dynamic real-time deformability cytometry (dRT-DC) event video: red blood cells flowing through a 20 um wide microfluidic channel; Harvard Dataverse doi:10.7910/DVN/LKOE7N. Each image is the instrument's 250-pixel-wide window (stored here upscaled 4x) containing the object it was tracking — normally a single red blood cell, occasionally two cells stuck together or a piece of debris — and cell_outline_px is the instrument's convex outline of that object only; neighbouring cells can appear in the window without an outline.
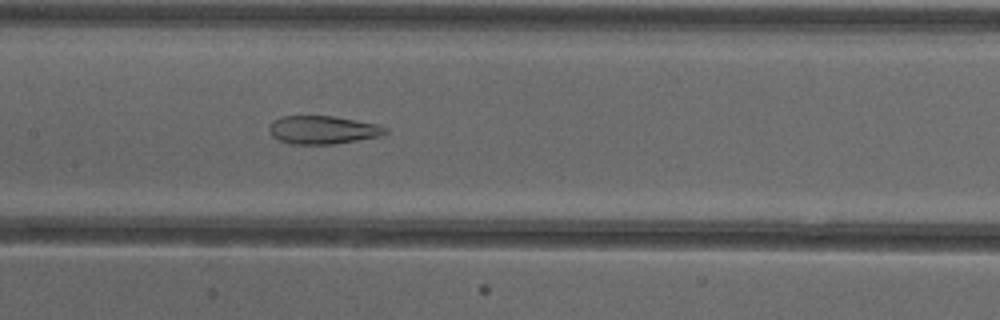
{"species": "common noctule bat (a hibernating species)", "species_latin": "Nyctalus noctula", "temperature_condition": "cold", "stored_images_in_passage": 37, "camera_frame_rate_fps": 3000, "um_per_image_px": 0.085, "animal": {"sex": "female"}, "frame": {"image": 1, "passage_image": 10, "time_ms": 3.0, "image_size_px": [1000, 320], "cell_outline_px": [[388, 132], [380, 136], [332, 144], [292, 144], [280, 140], [272, 136], [268, 128], [272, 120], [280, 116], [332, 116], [376, 124], [388, 128]], "centroid_in_image_um": [27.4, 11.03], "position_along_channel_um": 180.0, "area_um2": 18.96}}
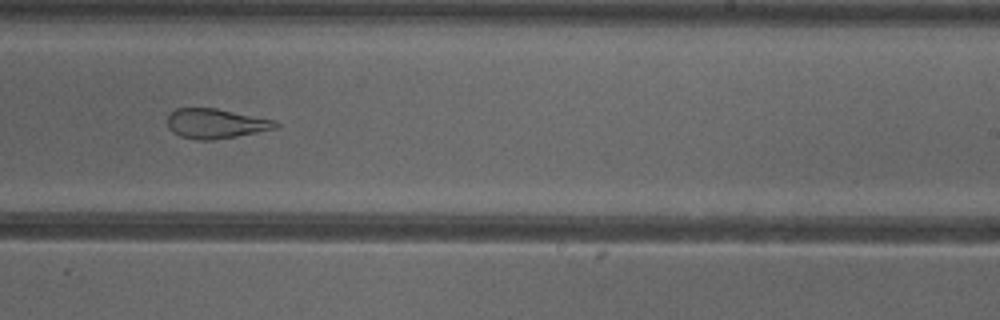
{"frame": {"image": 2, "passage_image": 17, "time_ms": 5.333, "image_size_px": [1000, 320], "cell_outline_px": [[280, 128], [236, 136], [212, 140], [196, 140], [180, 136], [172, 132], [168, 128], [168, 116], [176, 108], [216, 108], [276, 120], [280, 124]], "centroid_in_image_um": [18.37, 10.5], "position_along_channel_um": 270.6, "area_um2": 18.9}}
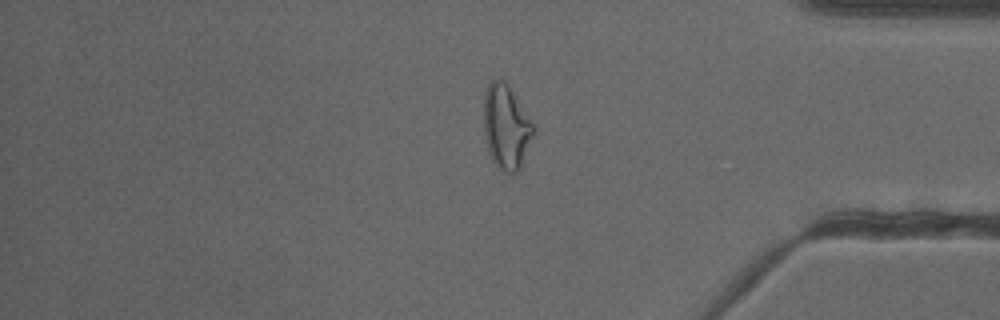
{"frame": {"image": 3, "passage_image": 28, "time_ms": 9.0, "image_size_px": [1000, 320], "cell_outline_px": [[532, 136], [520, 168], [516, 172], [504, 172], [492, 160], [484, 136], [484, 92], [488, 84], [492, 80], [504, 80], [512, 92], [532, 124]], "centroid_in_image_um": [42.97, 10.79], "position_along_channel_um": 392.2, "area_um2": 23.52}, "authors_computed_cell_mechanics": {"area_um2": 21.9062, "velocity_mm_per_s": 3.9119, "shape_relaxation_time_tau1_ms": null, "shape_relaxation_time_tau2_ms": 2.1831, "deformation_change_tau1": null, "deformation_change_tau2": 0.1242}}